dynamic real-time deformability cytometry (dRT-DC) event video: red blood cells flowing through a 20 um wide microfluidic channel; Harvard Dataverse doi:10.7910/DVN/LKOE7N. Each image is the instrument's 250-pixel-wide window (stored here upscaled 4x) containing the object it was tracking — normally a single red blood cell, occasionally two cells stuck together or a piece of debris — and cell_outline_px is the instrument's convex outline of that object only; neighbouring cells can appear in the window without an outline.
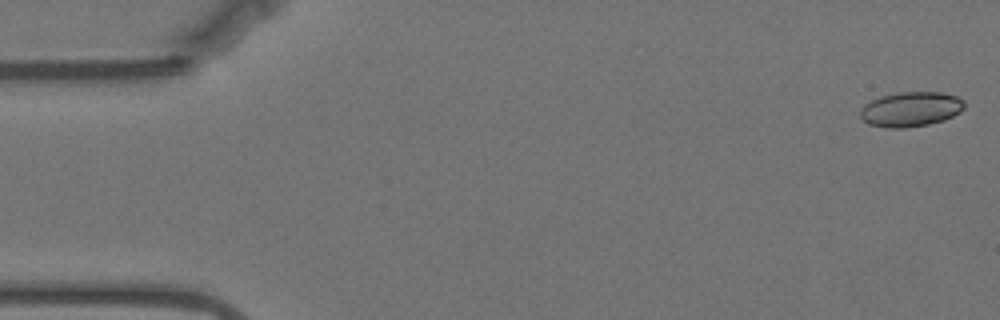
{"species": "Egyptian fruit bat (a non-hibernating species)", "species_latin": "Rousettus aegyptiacus", "temperature_condition": "warm", "stored_images_in_passage": 57, "camera_frame_rate_fps": 3000, "um_per_image_px": 0.085, "animal": {"sex": "female"}, "frame": {"image": 1, "passage_image": 1, "time_ms": 0.0, "image_size_px": [1000, 320], "cell_outline_px": [[964, 108], [960, 112], [944, 120], [928, 124], [904, 128], [884, 128], [868, 124], [860, 116], [860, 108], [864, 104], [880, 96], [896, 92], [944, 92], [956, 96], [964, 100]], "centroid_in_image_um": [77.4, 9.28], "position_along_channel_um": 7.6, "area_um2": 21.33}}
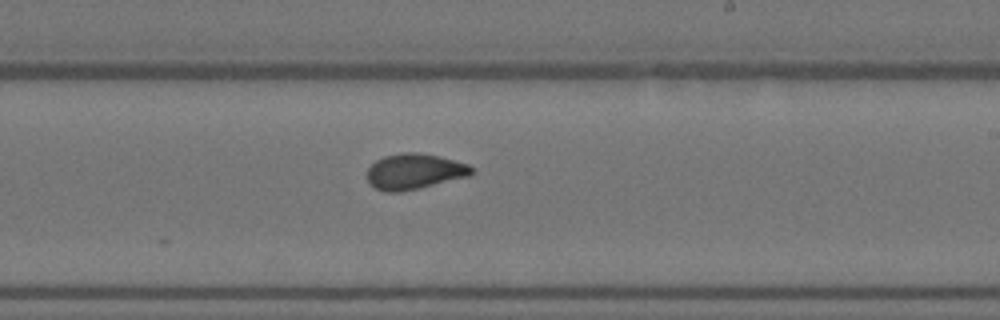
{"frame": {"image": 2, "passage_image": 33, "time_ms": 10.667, "image_size_px": [1000, 320], "cell_outline_px": [[472, 176], [420, 188], [400, 192], [388, 192], [376, 188], [368, 184], [368, 168], [376, 160], [384, 156], [400, 152], [416, 152], [440, 156], [468, 164], [472, 168]], "centroid_in_image_um": [35.23, 14.57], "position_along_channel_um": 253.8, "area_um2": 21.85}}
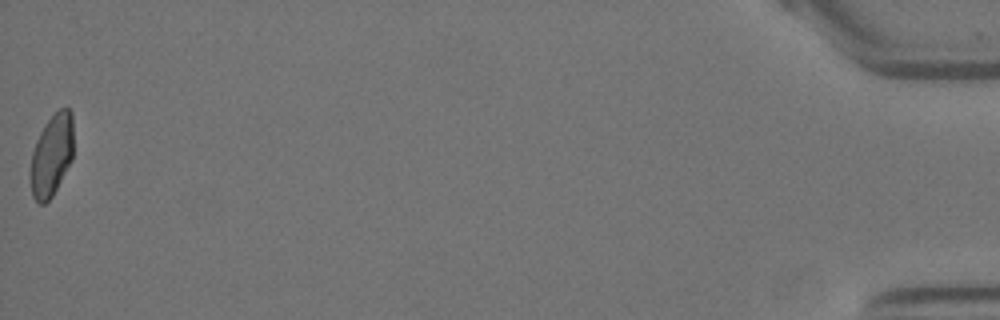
{"frame": {"image": 3, "passage_image": 57, "time_ms": 18.667, "image_size_px": [1000, 320], "cell_outline_px": [[72, 160], [52, 196], [44, 204], [36, 204], [32, 196], [28, 172], [32, 152], [36, 140], [44, 124], [60, 108], [68, 108], [72, 112]], "centroid_in_image_um": [4.34, 13.24], "position_along_channel_um": 430.9, "area_um2": 20.81}, "authors_computed_cell_mechanics": {"area_um2": 21.4438, "velocity_mm_per_s": 3.508, "shape_relaxation_time_tau1_ms": null, "shape_relaxation_time_tau2_ms": 1.1514, "deformation_change_tau1": null, "deformation_change_tau2": 0.0555}}